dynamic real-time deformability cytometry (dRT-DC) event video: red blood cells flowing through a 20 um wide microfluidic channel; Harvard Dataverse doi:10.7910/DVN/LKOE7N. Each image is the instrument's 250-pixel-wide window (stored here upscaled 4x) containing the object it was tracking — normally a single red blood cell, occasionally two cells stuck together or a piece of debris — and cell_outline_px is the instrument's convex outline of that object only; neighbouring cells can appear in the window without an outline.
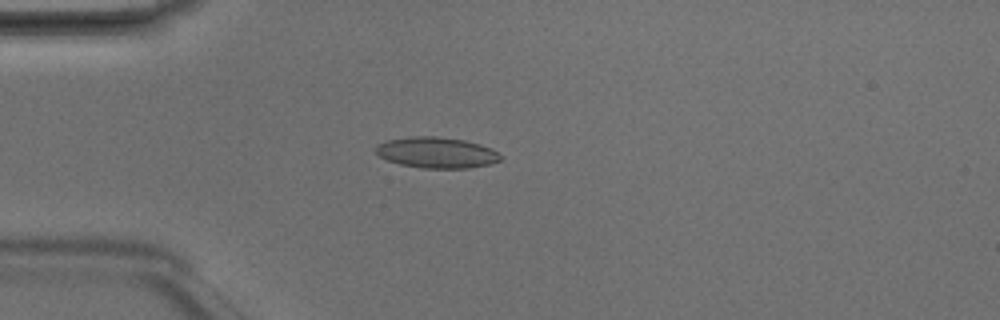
{"species": "Egyptian fruit bat (a non-hibernating species)", "species_latin": "Rousettus aegyptiacus", "temperature_condition": "room temperature", "stored_images_in_passage": 5, "camera_frame_rate_fps": 3000, "um_per_image_px": 0.085, "animal": {"sex": "male"}, "frame": {"image": 1, "passage_image": 4, "time_ms": 1.0, "image_size_px": [1000, 320], "cell_outline_px": [[500, 160], [488, 164], [468, 168], [420, 168], [400, 164], [388, 160], [380, 156], [376, 152], [376, 144], [388, 140], [412, 136], [436, 136], [464, 140], [492, 148], [500, 156]], "centroid_in_image_um": [37.08, 12.97], "position_along_channel_um": 47.9, "area_um2": 22.25}}